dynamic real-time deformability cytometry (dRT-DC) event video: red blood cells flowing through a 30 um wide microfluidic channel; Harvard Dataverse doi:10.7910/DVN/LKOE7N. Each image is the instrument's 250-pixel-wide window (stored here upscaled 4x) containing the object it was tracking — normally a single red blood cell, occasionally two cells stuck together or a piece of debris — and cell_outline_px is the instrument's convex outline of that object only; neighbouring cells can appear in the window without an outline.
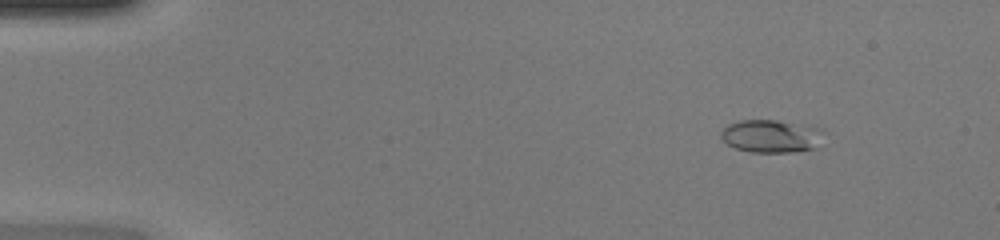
{"species": "common noctule bat (a hibernating species)", "species_latin": "Nyctalus noctula", "temperature_condition": "warm", "stored_images_in_passage": 49, "camera_frame_rate_fps": 3000, "um_per_image_px": 0.085, "animal": {"sex": "female", "body_mass_g": 20.0, "forearm_length_mm": 54.0}, "frame": {"image": 1, "passage_image": 6, "time_ms": 1.667, "image_size_px": [1000, 240], "cell_outline_px": [[828, 132], [812, 148], [788, 152], [752, 152], [736, 148], [728, 144], [720, 136], [720, 132], [728, 124], [740, 120], [776, 120], [824, 128]], "centroid_in_image_um": [65.57, 11.55], "position_along_channel_um": 19.4, "area_um2": 19.65}}
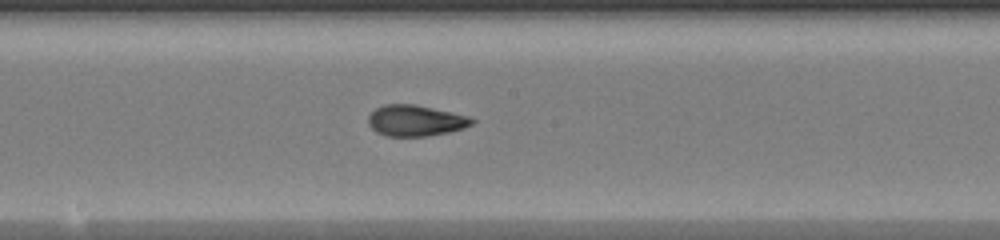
{"frame": {"image": 2, "passage_image": 27, "time_ms": 8.667, "image_size_px": [1000, 240], "cell_outline_px": [[476, 120], [472, 124], [464, 128], [448, 132], [428, 136], [388, 136], [376, 132], [368, 124], [368, 116], [376, 108], [384, 104], [416, 104], [452, 112], [468, 116]], "centroid_in_image_um": [35.32, 10.24], "position_along_channel_um": 212.9, "area_um2": 18.79}}
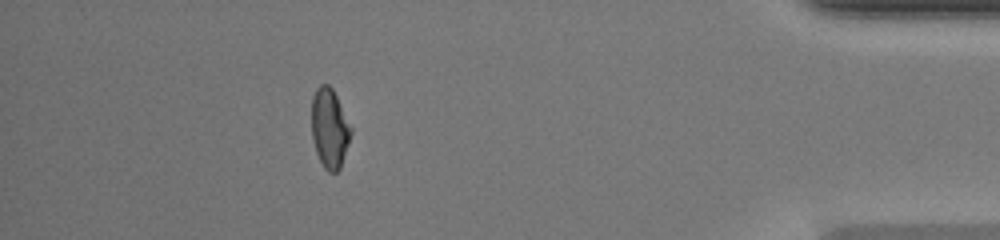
{"frame": {"image": 3, "passage_image": 44, "time_ms": 14.333, "image_size_px": [1000, 240], "cell_outline_px": [[352, 132], [340, 168], [336, 172], [328, 172], [324, 168], [316, 152], [312, 136], [312, 96], [316, 88], [320, 84], [328, 84], [332, 88], [352, 128]], "centroid_in_image_um": [28.01, 10.89], "position_along_channel_um": 407.2, "area_um2": 18.09}, "authors_computed_cell_mechanics": {"area_um2": 18.1492, "velocity_mm_per_s": 4.2725, "shape_relaxation_time_tau1_ms": 3.7386, "shape_relaxation_time_tau2_ms": 1.3447, "deformation_change_tau1": 0.1967, "deformation_change_tau2": 0.0747}}